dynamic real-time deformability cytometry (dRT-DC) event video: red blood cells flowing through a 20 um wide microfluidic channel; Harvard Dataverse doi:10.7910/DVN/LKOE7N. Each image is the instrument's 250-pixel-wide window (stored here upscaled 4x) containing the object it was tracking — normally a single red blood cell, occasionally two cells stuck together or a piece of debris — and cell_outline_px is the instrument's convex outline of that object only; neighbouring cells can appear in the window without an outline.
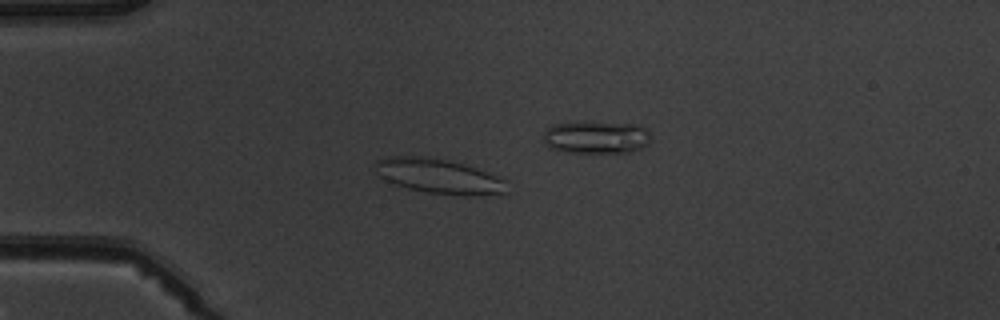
{"species": "common noctule bat (a hibernating species)", "species_latin": "Nyctalus noctula", "temperature_condition": "warm", "stored_images_in_passage": 6, "camera_frame_rate_fps": 3000, "um_per_image_px": 0.085, "animal": {"sex": "male", "body_mass_g": 19.5, "forearm_length_mm": 54.6}, "frame": {"image": 1, "passage_image": 3, "time_ms": 3.333, "image_size_px": [1000, 320], "cell_outline_px": [[508, 192], [464, 196], [428, 192], [408, 188], [384, 180], [380, 176], [376, 164], [376, 160], [384, 156], [420, 156], [448, 160], [464, 164], [476, 168], [504, 180]], "centroid_in_image_um": [37.26, 14.97], "position_along_channel_um": 47.7, "area_um2": 26.18}}
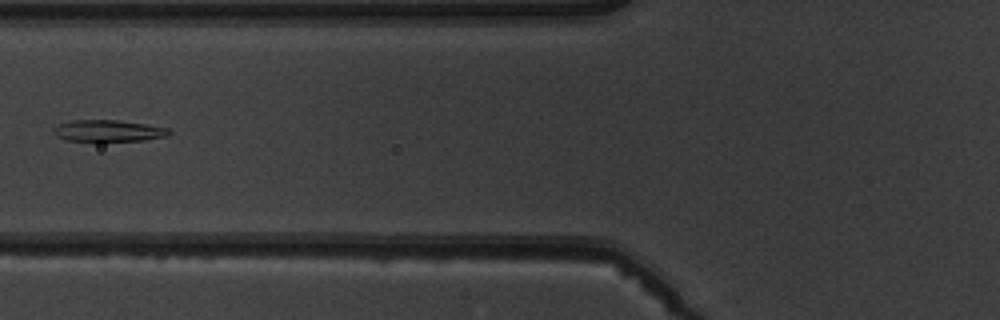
{"frame": {"image": 2, "passage_image": 6, "time_ms": 6.667, "image_size_px": [1000, 320], "cell_outline_px": [[172, 132], [168, 136], [144, 140], [68, 140], [56, 136], [52, 132], [52, 128], [60, 124], [72, 120], [116, 120], [144, 124], [168, 128]], "centroid_in_image_um": [9.2, 11.1], "position_along_channel_um": 116.6, "area_um2": 14.22}}